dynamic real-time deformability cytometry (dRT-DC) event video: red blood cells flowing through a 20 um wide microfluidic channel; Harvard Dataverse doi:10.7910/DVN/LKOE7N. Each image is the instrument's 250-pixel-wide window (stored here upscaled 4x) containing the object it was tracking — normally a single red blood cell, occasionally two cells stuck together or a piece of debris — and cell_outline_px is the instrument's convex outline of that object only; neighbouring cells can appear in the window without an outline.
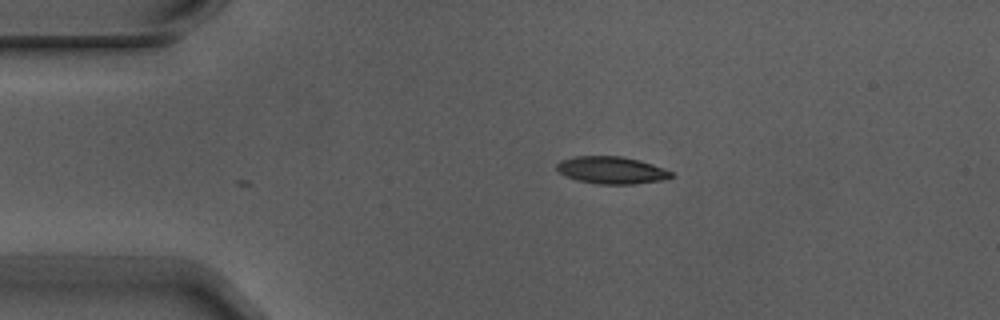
{"species": "Egyptian fruit bat (a non-hibernating species)", "species_latin": "Rousettus aegyptiacus", "temperature_condition": "warm", "stored_images_in_passage": 5, "camera_frame_rate_fps": 3000, "um_per_image_px": 0.085, "animal": {"sex": "male"}, "frame": {"image": 1, "passage_image": 1, "time_ms": 0.0, "image_size_px": [1000, 320], "cell_outline_px": [[676, 176], [664, 180], [632, 184], [596, 184], [576, 180], [560, 172], [556, 168], [556, 164], [560, 160], [576, 156], [620, 156], [640, 160], [664, 168], [672, 172]], "centroid_in_image_um": [52.01, 14.46], "position_along_channel_um": 33.0, "area_um2": 18.26}}
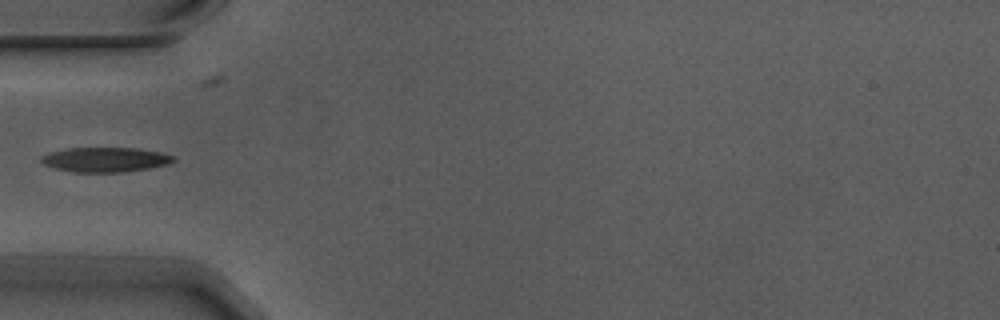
{"frame": {"image": 2, "passage_image": 3, "time_ms": 0.667, "image_size_px": [1000, 320], "cell_outline_px": [[176, 160], [168, 164], [148, 168], [124, 172], [72, 172], [52, 168], [44, 164], [40, 160], [40, 156], [52, 152], [68, 148], [136, 148], [160, 152], [176, 156]], "centroid_in_image_um": [8.95, 13.57], "position_along_channel_um": 76.0, "area_um2": 19.07}}